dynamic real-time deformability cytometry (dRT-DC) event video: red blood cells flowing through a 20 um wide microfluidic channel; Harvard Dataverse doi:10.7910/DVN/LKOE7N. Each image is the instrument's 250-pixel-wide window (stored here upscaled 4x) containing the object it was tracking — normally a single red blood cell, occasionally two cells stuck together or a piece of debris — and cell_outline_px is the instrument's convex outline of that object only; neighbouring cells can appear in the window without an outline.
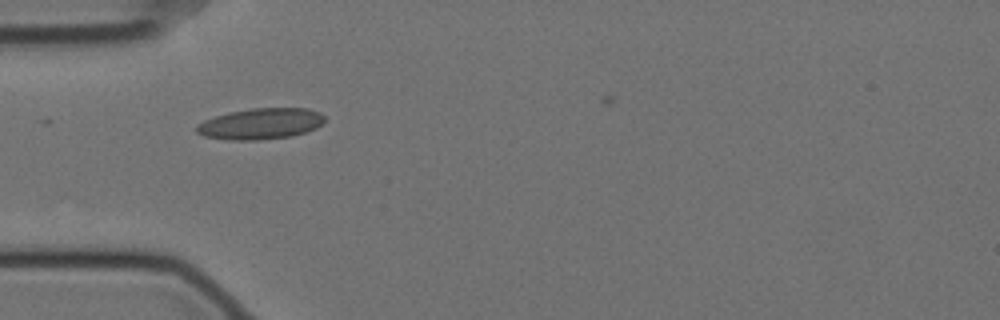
{"species": "Egyptian fruit bat (a non-hibernating species)", "species_latin": "Rousettus aegyptiacus", "temperature_condition": "cold", "stored_images_in_passage": 8, "camera_frame_rate_fps": 3000, "um_per_image_px": 0.085, "animal": {"sex": "female"}, "frame": {"image": 1, "passage_image": 1, "time_ms": 0.0, "image_size_px": [1000, 320], "cell_outline_px": [[324, 120], [316, 128], [292, 136], [260, 140], [228, 140], [204, 136], [196, 132], [196, 124], [204, 120], [216, 116], [232, 112], [252, 108], [308, 108], [320, 112], [324, 116]], "centroid_in_image_um": [22.14, 10.52], "position_along_channel_um": 62.9, "area_um2": 23.12}}
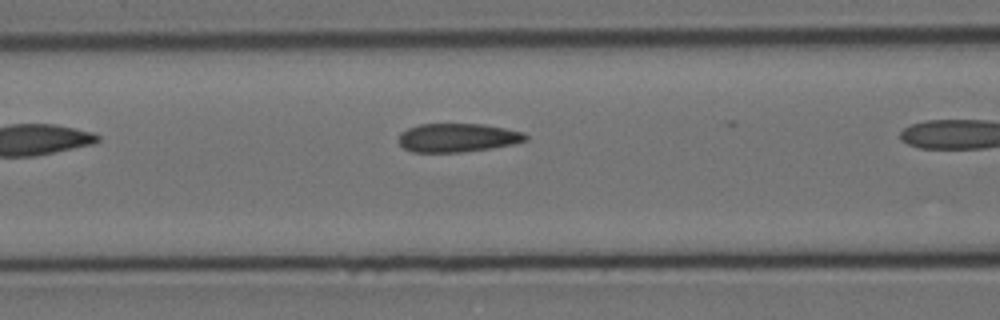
{"frame": {"image": 2, "passage_image": 3, "time_ms": 0.667, "image_size_px": [1000, 320], "cell_outline_px": [[528, 140], [512, 144], [492, 148], [460, 152], [412, 152], [404, 148], [396, 140], [400, 132], [408, 128], [420, 124], [484, 124], [524, 132], [528, 136]], "centroid_in_image_um": [38.87, 11.7], "position_along_channel_um": 127.7, "area_um2": 21.33}}